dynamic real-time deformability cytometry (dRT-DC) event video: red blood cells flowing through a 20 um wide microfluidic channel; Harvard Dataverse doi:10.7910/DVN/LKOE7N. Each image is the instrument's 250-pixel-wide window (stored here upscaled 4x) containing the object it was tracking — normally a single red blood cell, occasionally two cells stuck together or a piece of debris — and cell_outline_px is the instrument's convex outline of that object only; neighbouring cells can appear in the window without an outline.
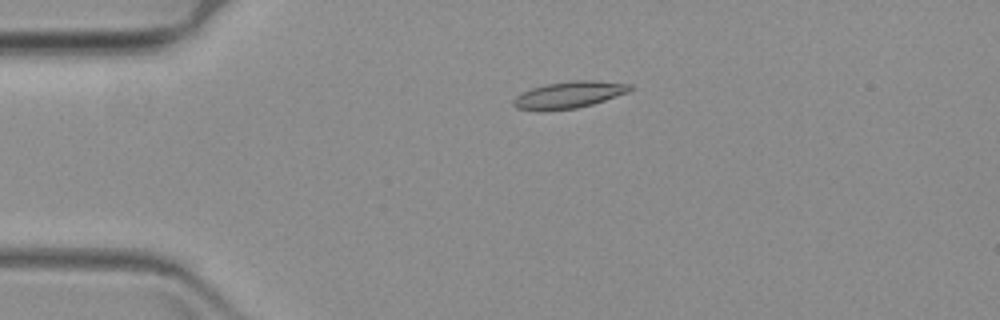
{"species": "common noctule bat (a hibernating species)", "species_latin": "Nyctalus noctula", "temperature_condition": "warm", "stored_images_in_passage": 50, "camera_frame_rate_fps": 3000, "um_per_image_px": 0.085, "animal": {"sex": "female", "body_mass_g": 19.3, "forearm_length_mm": 54.1}, "frame": {"image": 1, "passage_image": 1, "time_ms": 0.0, "image_size_px": [1000, 320], "cell_outline_px": [[632, 88], [628, 92], [592, 104], [576, 108], [516, 108], [512, 104], [512, 100], [516, 96], [532, 88], [544, 84], [572, 80], [596, 80], [632, 84]], "centroid_in_image_um": [48.43, 8.0], "position_along_channel_um": 36.6, "area_um2": 17.51}}
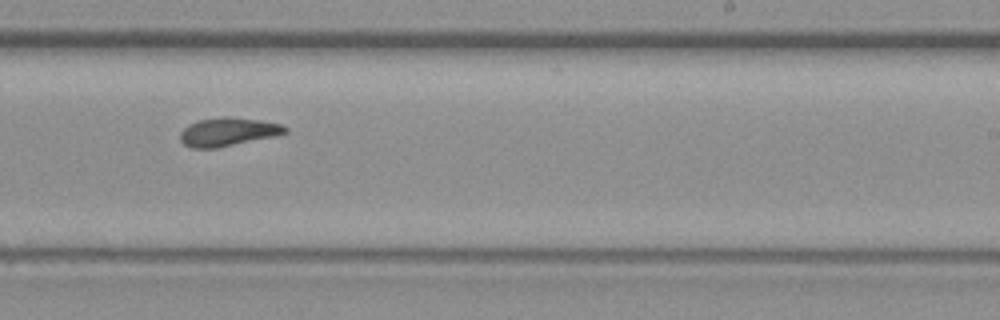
{"frame": {"image": 2, "passage_image": 26, "time_ms": 8.333, "image_size_px": [1000, 320], "cell_outline_px": [[288, 132], [272, 136], [216, 148], [192, 148], [184, 144], [180, 140], [180, 132], [188, 124], [196, 120], [224, 116], [228, 116], [260, 120], [280, 124], [288, 128]], "centroid_in_image_um": [19.33, 11.19], "position_along_channel_um": 269.7, "area_um2": 17.28}}
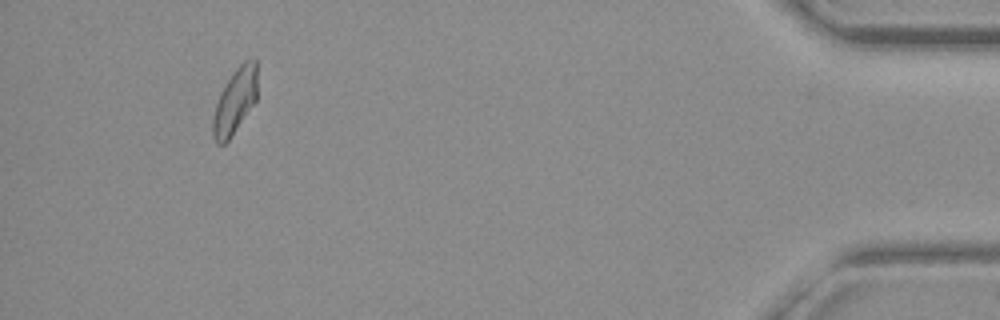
{"frame": {"image": 3, "passage_image": 46, "time_ms": 15.0, "image_size_px": [1000, 320], "cell_outline_px": [[256, 100], [228, 140], [224, 144], [216, 144], [212, 136], [212, 120], [216, 104], [220, 92], [232, 72], [244, 60], [256, 60]], "centroid_in_image_um": [19.94, 8.6], "position_along_channel_um": 415.3, "area_um2": 16.65}}